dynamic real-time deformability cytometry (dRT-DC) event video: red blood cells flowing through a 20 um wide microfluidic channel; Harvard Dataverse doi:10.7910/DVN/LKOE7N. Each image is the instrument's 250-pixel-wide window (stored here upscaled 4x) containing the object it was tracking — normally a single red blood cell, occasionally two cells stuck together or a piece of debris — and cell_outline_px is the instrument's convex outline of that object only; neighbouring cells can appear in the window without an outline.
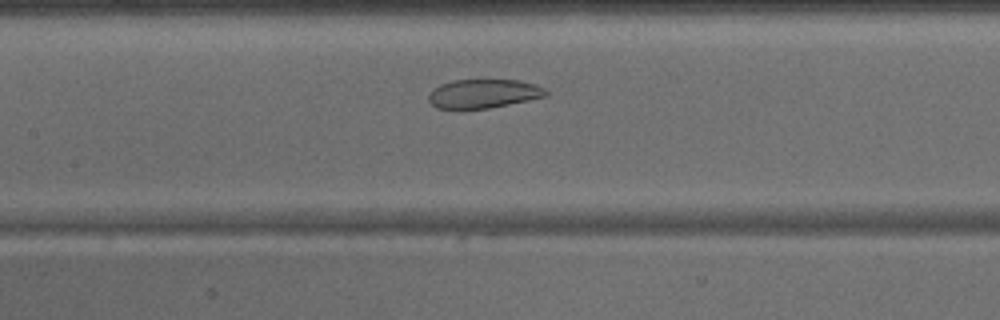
{"species": "common noctule bat (a hibernating species)", "species_latin": "Nyctalus noctula", "temperature_condition": "warm", "stored_images_in_passage": 17, "camera_frame_rate_fps": 3000, "um_per_image_px": 0.085, "animal": {"sex": "male", "body_mass_g": 15.6}, "frame": {"image": 1, "passage_image": 12, "time_ms": 3.667, "image_size_px": [1000, 320], "cell_outline_px": [[548, 96], [488, 108], [460, 112], [436, 108], [428, 100], [428, 92], [432, 88], [440, 84], [452, 80], [516, 80], [536, 84], [544, 88], [548, 92]], "centroid_in_image_um": [41.0, 8.0], "position_along_channel_um": 166.4, "area_um2": 20.46}}
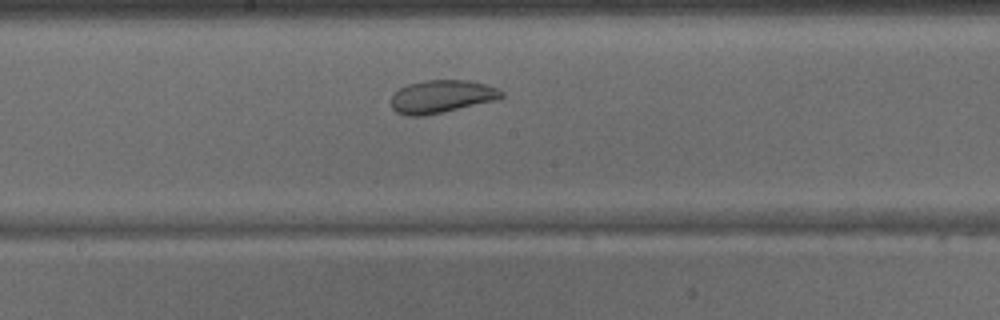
{"frame": {"image": 2, "passage_image": 15, "time_ms": 4.667, "image_size_px": [1000, 320], "cell_outline_px": [[504, 96], [500, 100], [424, 116], [408, 116], [396, 112], [392, 108], [392, 96], [400, 88], [408, 84], [424, 80], [468, 80], [484, 84], [496, 88], [504, 92]], "centroid_in_image_um": [37.57, 8.21], "position_along_channel_um": 210.6, "area_um2": 21.27}}